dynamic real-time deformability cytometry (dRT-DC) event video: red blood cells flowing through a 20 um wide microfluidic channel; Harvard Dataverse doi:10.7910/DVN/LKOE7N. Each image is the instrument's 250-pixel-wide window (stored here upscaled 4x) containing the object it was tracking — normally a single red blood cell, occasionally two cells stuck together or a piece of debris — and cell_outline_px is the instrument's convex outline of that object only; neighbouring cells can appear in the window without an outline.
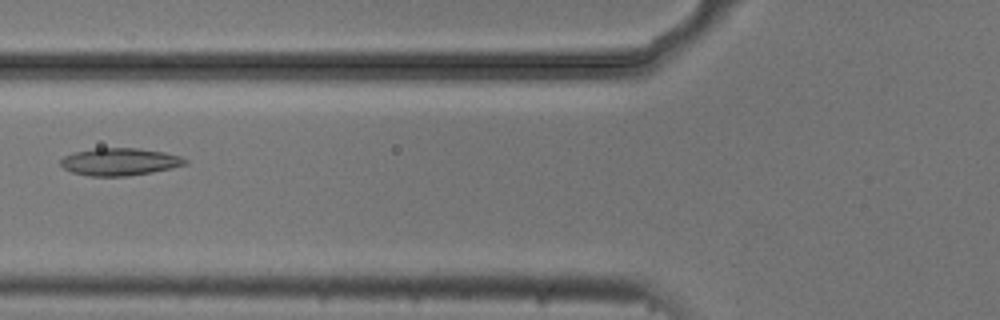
{"species": "common noctule bat (a hibernating species)", "species_latin": "Nyctalus noctula", "temperature_condition": "cold", "stored_images_in_passage": 3, "camera_frame_rate_fps": 3000, "um_per_image_px": 0.085, "animal": {"sex": "male", "body_mass_g": 20.5, "forearm_length_mm": 52.5}, "frame": {"image": 1, "passage_image": 2, "time_ms": 0.333, "image_size_px": [1000, 320], "cell_outline_px": [[188, 164], [172, 168], [152, 172], [128, 176], [88, 176], [72, 172], [64, 168], [60, 164], [60, 160], [64, 156], [72, 152], [96, 148], [136, 148], [164, 152], [180, 156], [188, 160]], "centroid_in_image_um": [10.17, 13.75], "position_along_channel_um": 115.6, "area_um2": 20.0}}
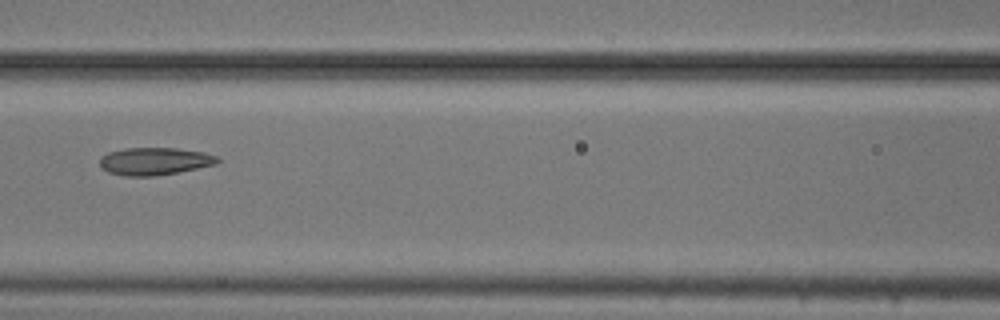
{"frame": {"image": 2, "passage_image": 3, "time_ms": 0.667, "image_size_px": [1000, 320], "cell_outline_px": [[220, 160], [216, 164], [176, 172], [152, 176], [124, 176], [108, 172], [100, 168], [100, 156], [108, 152], [124, 148], [176, 148], [204, 152], [216, 156]], "centroid_in_image_um": [13.09, 13.7], "position_along_channel_um": 153.5, "area_um2": 18.84}}